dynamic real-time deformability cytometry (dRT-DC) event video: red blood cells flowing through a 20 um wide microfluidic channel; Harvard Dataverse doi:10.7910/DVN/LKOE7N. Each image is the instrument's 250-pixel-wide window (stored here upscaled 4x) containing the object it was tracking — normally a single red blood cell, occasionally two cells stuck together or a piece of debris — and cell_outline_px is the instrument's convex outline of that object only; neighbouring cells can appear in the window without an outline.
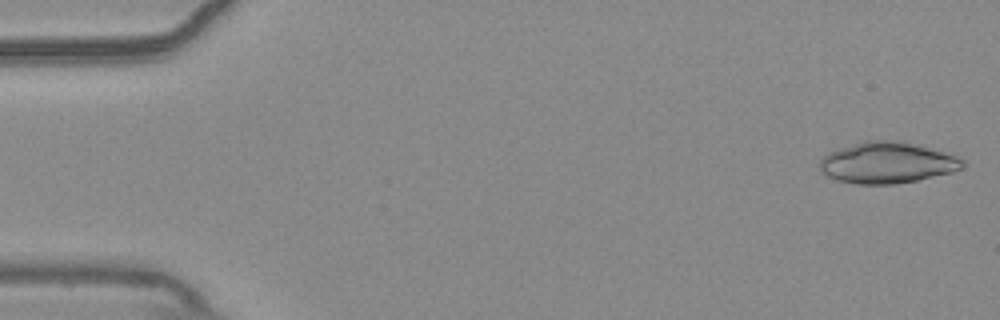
{"species": "common noctule bat (a hibernating species)", "species_latin": "Nyctalus noctula", "temperature_condition": "warm", "stored_images_in_passage": 53, "camera_frame_rate_fps": 3000, "um_per_image_px": 0.085, "animal": {"sex": "male", "body_mass_g": 20.4}, "frame": {"image": 1, "passage_image": 1, "time_ms": 0.0, "image_size_px": [1000, 320], "cell_outline_px": [[964, 168], [952, 172], [916, 180], [896, 184], [856, 184], [836, 180], [820, 172], [820, 160], [828, 152], [836, 148], [864, 140], [904, 140], [920, 144], [956, 156], [964, 160]], "centroid_in_image_um": [75.4, 13.81], "position_along_channel_um": 9.6, "area_um2": 34.8}}
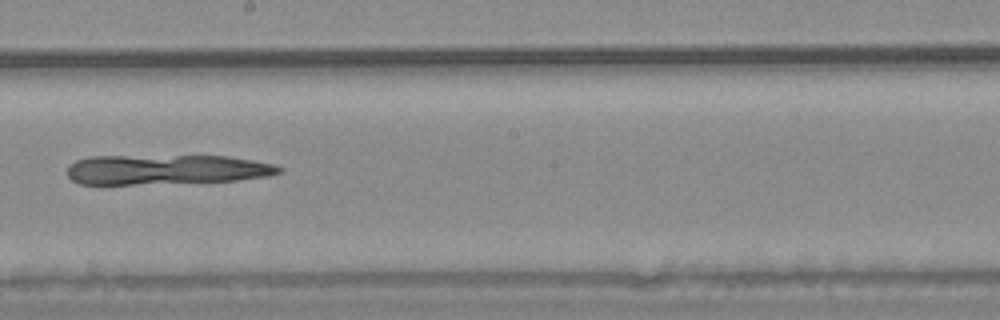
{"frame": {"image": 2, "passage_image": 30, "time_ms": 9.667, "image_size_px": [1000, 320], "cell_outline_px": [[284, 172], [268, 176], [236, 180], [132, 184], [80, 184], [72, 180], [68, 176], [68, 168], [76, 160], [88, 156], [228, 156], [252, 160], [272, 164], [284, 168]], "centroid_in_image_um": [14.14, 14.4], "position_along_channel_um": 234.1, "area_um2": 36.65}}